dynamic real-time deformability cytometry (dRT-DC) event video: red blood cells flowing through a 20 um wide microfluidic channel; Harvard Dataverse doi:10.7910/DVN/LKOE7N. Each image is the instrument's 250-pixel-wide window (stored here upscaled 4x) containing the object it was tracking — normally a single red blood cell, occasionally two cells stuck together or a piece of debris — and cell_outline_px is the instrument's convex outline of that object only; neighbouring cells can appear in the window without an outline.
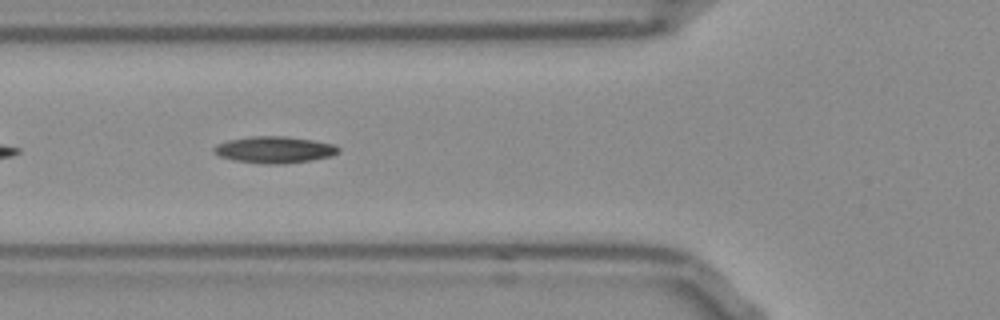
{"species": "Egyptian fruit bat (a non-hibernating species)", "species_latin": "Rousettus aegyptiacus", "temperature_condition": "room temperature", "stored_images_in_passage": 37, "camera_frame_rate_fps": 3000, "um_per_image_px": 0.085, "frame": {"image": 1, "passage_image": 6, "time_ms": 1.667, "image_size_px": [1000, 320], "cell_outline_px": [[340, 152], [332, 156], [312, 160], [284, 164], [264, 164], [232, 160], [220, 156], [212, 152], [212, 148], [216, 144], [228, 140], [252, 136], [284, 136], [312, 140], [332, 144], [340, 148]], "centroid_in_image_um": [23.3, 12.73], "position_along_channel_um": 102.5, "area_um2": 19.48}}